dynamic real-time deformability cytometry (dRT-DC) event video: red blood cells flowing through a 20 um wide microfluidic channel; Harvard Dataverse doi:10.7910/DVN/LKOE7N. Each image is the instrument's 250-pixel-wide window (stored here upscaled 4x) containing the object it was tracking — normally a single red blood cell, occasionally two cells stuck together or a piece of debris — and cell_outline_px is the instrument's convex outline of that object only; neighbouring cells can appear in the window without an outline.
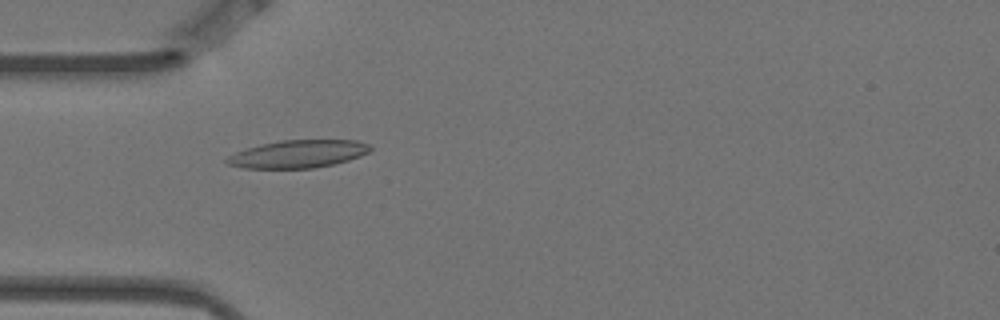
{"species": "Egyptian fruit bat (a non-hibernating species)", "species_latin": "Rousettus aegyptiacus", "temperature_condition": "warm", "stored_images_in_passage": 7, "camera_frame_rate_fps": 3000, "um_per_image_px": 0.085, "animal": {"sex": "female"}, "frame": {"image": 1, "passage_image": 5, "time_ms": 1.333, "image_size_px": [1000, 320], "cell_outline_px": [[372, 148], [368, 152], [360, 156], [348, 160], [332, 164], [312, 168], [244, 168], [228, 164], [224, 160], [228, 156], [236, 152], [260, 144], [280, 140], [356, 140], [368, 144]], "centroid_in_image_um": [25.32, 13.08], "position_along_channel_um": 59.7, "area_um2": 23.0}}
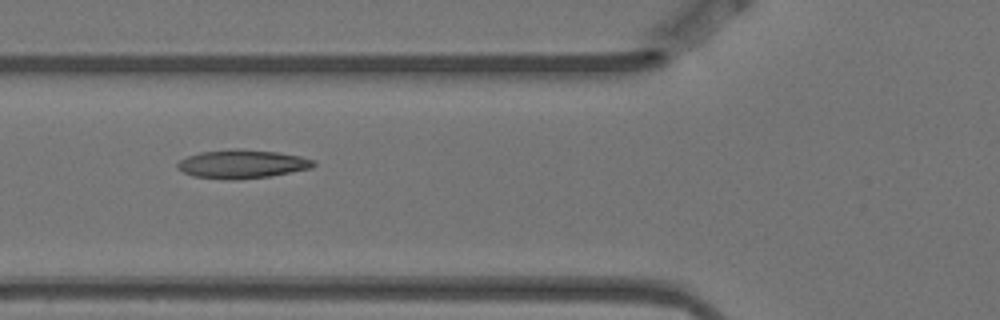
{"frame": {"image": 2, "passage_image": 6, "time_ms": 1.667, "image_size_px": [1000, 320], "cell_outline_px": [[316, 164], [312, 168], [272, 176], [236, 180], [228, 180], [192, 176], [176, 168], [176, 164], [180, 160], [188, 156], [200, 152], [236, 148], [280, 152], [300, 156], [316, 160]], "centroid_in_image_um": [20.6, 13.94], "position_along_channel_um": 105.2, "area_um2": 23.0}}
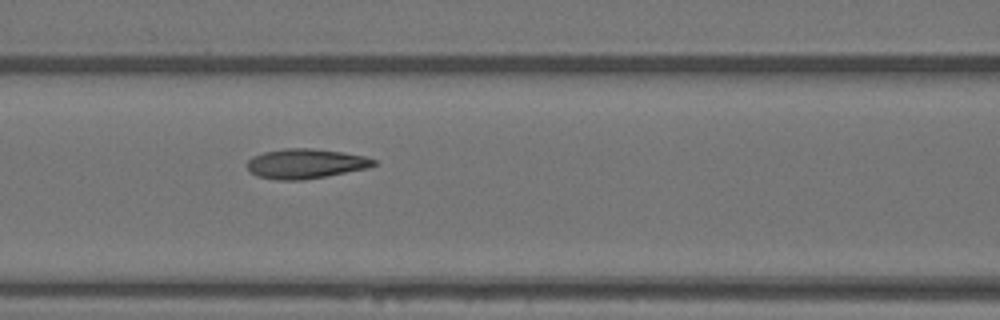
{"frame": {"image": 3, "passage_image": 7, "time_ms": 2.0, "image_size_px": [1000, 320], "cell_outline_px": [[376, 164], [368, 168], [328, 176], [304, 180], [276, 180], [256, 176], [248, 172], [244, 164], [252, 156], [264, 152], [284, 148], [312, 148], [344, 152], [364, 156], [376, 160]], "centroid_in_image_um": [25.92, 13.92], "position_along_channel_um": 140.7, "area_um2": 22.37}}